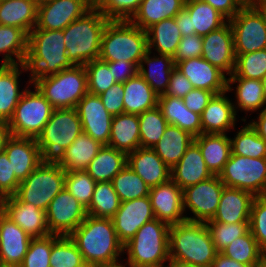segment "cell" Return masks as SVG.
<instances>
[{
    "label": "cell",
    "mask_w": 266,
    "mask_h": 267,
    "mask_svg": "<svg viewBox=\"0 0 266 267\" xmlns=\"http://www.w3.org/2000/svg\"><path fill=\"white\" fill-rule=\"evenodd\" d=\"M250 125L257 131V134L266 141V107L259 112L257 120H252Z\"/></svg>",
    "instance_id": "64"
},
{
    "label": "cell",
    "mask_w": 266,
    "mask_h": 267,
    "mask_svg": "<svg viewBox=\"0 0 266 267\" xmlns=\"http://www.w3.org/2000/svg\"><path fill=\"white\" fill-rule=\"evenodd\" d=\"M11 136L8 122L0 120V153L3 152L7 139Z\"/></svg>",
    "instance_id": "66"
},
{
    "label": "cell",
    "mask_w": 266,
    "mask_h": 267,
    "mask_svg": "<svg viewBox=\"0 0 266 267\" xmlns=\"http://www.w3.org/2000/svg\"><path fill=\"white\" fill-rule=\"evenodd\" d=\"M86 208L64 187L46 210L50 234L69 236L86 218Z\"/></svg>",
    "instance_id": "14"
},
{
    "label": "cell",
    "mask_w": 266,
    "mask_h": 267,
    "mask_svg": "<svg viewBox=\"0 0 266 267\" xmlns=\"http://www.w3.org/2000/svg\"><path fill=\"white\" fill-rule=\"evenodd\" d=\"M124 113L140 115L158 104V95L139 73L123 83Z\"/></svg>",
    "instance_id": "37"
},
{
    "label": "cell",
    "mask_w": 266,
    "mask_h": 267,
    "mask_svg": "<svg viewBox=\"0 0 266 267\" xmlns=\"http://www.w3.org/2000/svg\"><path fill=\"white\" fill-rule=\"evenodd\" d=\"M28 82V87H25L14 114L8 121V127L13 136L37 139L54 108L35 85L34 91H31L30 78Z\"/></svg>",
    "instance_id": "10"
},
{
    "label": "cell",
    "mask_w": 266,
    "mask_h": 267,
    "mask_svg": "<svg viewBox=\"0 0 266 267\" xmlns=\"http://www.w3.org/2000/svg\"><path fill=\"white\" fill-rule=\"evenodd\" d=\"M152 51H147L139 65V75L151 86L158 95H164L168 88L170 75L175 68L173 57L163 54L150 56ZM147 64L148 68H145Z\"/></svg>",
    "instance_id": "33"
},
{
    "label": "cell",
    "mask_w": 266,
    "mask_h": 267,
    "mask_svg": "<svg viewBox=\"0 0 266 267\" xmlns=\"http://www.w3.org/2000/svg\"><path fill=\"white\" fill-rule=\"evenodd\" d=\"M50 267H88L69 236H59L52 244Z\"/></svg>",
    "instance_id": "48"
},
{
    "label": "cell",
    "mask_w": 266,
    "mask_h": 267,
    "mask_svg": "<svg viewBox=\"0 0 266 267\" xmlns=\"http://www.w3.org/2000/svg\"><path fill=\"white\" fill-rule=\"evenodd\" d=\"M170 225L158 219L145 223L135 236L124 244L128 258L124 267H168ZM168 261V266L164 263Z\"/></svg>",
    "instance_id": "5"
},
{
    "label": "cell",
    "mask_w": 266,
    "mask_h": 267,
    "mask_svg": "<svg viewBox=\"0 0 266 267\" xmlns=\"http://www.w3.org/2000/svg\"><path fill=\"white\" fill-rule=\"evenodd\" d=\"M60 235L32 238L20 267H50L52 244Z\"/></svg>",
    "instance_id": "53"
},
{
    "label": "cell",
    "mask_w": 266,
    "mask_h": 267,
    "mask_svg": "<svg viewBox=\"0 0 266 267\" xmlns=\"http://www.w3.org/2000/svg\"><path fill=\"white\" fill-rule=\"evenodd\" d=\"M146 32L149 51L155 49L158 54L174 57L182 38L175 18H167L157 22Z\"/></svg>",
    "instance_id": "40"
},
{
    "label": "cell",
    "mask_w": 266,
    "mask_h": 267,
    "mask_svg": "<svg viewBox=\"0 0 266 267\" xmlns=\"http://www.w3.org/2000/svg\"><path fill=\"white\" fill-rule=\"evenodd\" d=\"M107 63L116 83H125L130 78L135 77L139 72V66L136 63L123 60Z\"/></svg>",
    "instance_id": "61"
},
{
    "label": "cell",
    "mask_w": 266,
    "mask_h": 267,
    "mask_svg": "<svg viewBox=\"0 0 266 267\" xmlns=\"http://www.w3.org/2000/svg\"><path fill=\"white\" fill-rule=\"evenodd\" d=\"M93 6V0H49L38 5L34 29L63 30Z\"/></svg>",
    "instance_id": "15"
},
{
    "label": "cell",
    "mask_w": 266,
    "mask_h": 267,
    "mask_svg": "<svg viewBox=\"0 0 266 267\" xmlns=\"http://www.w3.org/2000/svg\"><path fill=\"white\" fill-rule=\"evenodd\" d=\"M19 182L44 160L36 139L11 135L5 144L4 150Z\"/></svg>",
    "instance_id": "22"
},
{
    "label": "cell",
    "mask_w": 266,
    "mask_h": 267,
    "mask_svg": "<svg viewBox=\"0 0 266 267\" xmlns=\"http://www.w3.org/2000/svg\"><path fill=\"white\" fill-rule=\"evenodd\" d=\"M194 137L181 128L168 125L161 139L152 147L156 154L171 169L183 157Z\"/></svg>",
    "instance_id": "35"
},
{
    "label": "cell",
    "mask_w": 266,
    "mask_h": 267,
    "mask_svg": "<svg viewBox=\"0 0 266 267\" xmlns=\"http://www.w3.org/2000/svg\"><path fill=\"white\" fill-rule=\"evenodd\" d=\"M104 107L112 115L116 116L124 113V88L123 83H116L108 90L99 95Z\"/></svg>",
    "instance_id": "58"
},
{
    "label": "cell",
    "mask_w": 266,
    "mask_h": 267,
    "mask_svg": "<svg viewBox=\"0 0 266 267\" xmlns=\"http://www.w3.org/2000/svg\"><path fill=\"white\" fill-rule=\"evenodd\" d=\"M249 229L259 248L266 254V195L255 196L251 206Z\"/></svg>",
    "instance_id": "55"
},
{
    "label": "cell",
    "mask_w": 266,
    "mask_h": 267,
    "mask_svg": "<svg viewBox=\"0 0 266 267\" xmlns=\"http://www.w3.org/2000/svg\"><path fill=\"white\" fill-rule=\"evenodd\" d=\"M69 237L88 267H115L123 264L119 256L124 254V245L117 236L112 219L87 215Z\"/></svg>",
    "instance_id": "1"
},
{
    "label": "cell",
    "mask_w": 266,
    "mask_h": 267,
    "mask_svg": "<svg viewBox=\"0 0 266 267\" xmlns=\"http://www.w3.org/2000/svg\"><path fill=\"white\" fill-rule=\"evenodd\" d=\"M37 9L33 0H0V24L18 27L29 34L36 26Z\"/></svg>",
    "instance_id": "38"
},
{
    "label": "cell",
    "mask_w": 266,
    "mask_h": 267,
    "mask_svg": "<svg viewBox=\"0 0 266 267\" xmlns=\"http://www.w3.org/2000/svg\"><path fill=\"white\" fill-rule=\"evenodd\" d=\"M155 219L149 196L121 202L112 218L119 240L127 243L145 223Z\"/></svg>",
    "instance_id": "18"
},
{
    "label": "cell",
    "mask_w": 266,
    "mask_h": 267,
    "mask_svg": "<svg viewBox=\"0 0 266 267\" xmlns=\"http://www.w3.org/2000/svg\"><path fill=\"white\" fill-rule=\"evenodd\" d=\"M127 165L150 187L158 186L171 178L170 168L152 148L139 147L127 155Z\"/></svg>",
    "instance_id": "25"
},
{
    "label": "cell",
    "mask_w": 266,
    "mask_h": 267,
    "mask_svg": "<svg viewBox=\"0 0 266 267\" xmlns=\"http://www.w3.org/2000/svg\"><path fill=\"white\" fill-rule=\"evenodd\" d=\"M138 119L140 147L152 148L163 136L165 128L168 126L167 120L158 106L144 111L138 115Z\"/></svg>",
    "instance_id": "47"
},
{
    "label": "cell",
    "mask_w": 266,
    "mask_h": 267,
    "mask_svg": "<svg viewBox=\"0 0 266 267\" xmlns=\"http://www.w3.org/2000/svg\"><path fill=\"white\" fill-rule=\"evenodd\" d=\"M253 5L261 13L266 23V0H255Z\"/></svg>",
    "instance_id": "67"
},
{
    "label": "cell",
    "mask_w": 266,
    "mask_h": 267,
    "mask_svg": "<svg viewBox=\"0 0 266 267\" xmlns=\"http://www.w3.org/2000/svg\"><path fill=\"white\" fill-rule=\"evenodd\" d=\"M175 20L181 32L182 37L192 35L191 18L189 13L185 9L181 10L175 16Z\"/></svg>",
    "instance_id": "63"
},
{
    "label": "cell",
    "mask_w": 266,
    "mask_h": 267,
    "mask_svg": "<svg viewBox=\"0 0 266 267\" xmlns=\"http://www.w3.org/2000/svg\"><path fill=\"white\" fill-rule=\"evenodd\" d=\"M175 68L187 77L194 88L215 94L227 91L226 74L202 57L177 62Z\"/></svg>",
    "instance_id": "21"
},
{
    "label": "cell",
    "mask_w": 266,
    "mask_h": 267,
    "mask_svg": "<svg viewBox=\"0 0 266 267\" xmlns=\"http://www.w3.org/2000/svg\"><path fill=\"white\" fill-rule=\"evenodd\" d=\"M63 30L33 29L29 33L25 61L30 79H41L72 68L67 56Z\"/></svg>",
    "instance_id": "3"
},
{
    "label": "cell",
    "mask_w": 266,
    "mask_h": 267,
    "mask_svg": "<svg viewBox=\"0 0 266 267\" xmlns=\"http://www.w3.org/2000/svg\"><path fill=\"white\" fill-rule=\"evenodd\" d=\"M28 72L25 64L0 66V120L8 122L25 89L20 91L19 76Z\"/></svg>",
    "instance_id": "28"
},
{
    "label": "cell",
    "mask_w": 266,
    "mask_h": 267,
    "mask_svg": "<svg viewBox=\"0 0 266 267\" xmlns=\"http://www.w3.org/2000/svg\"><path fill=\"white\" fill-rule=\"evenodd\" d=\"M262 82H263V86H264V92L266 95V76L262 79Z\"/></svg>",
    "instance_id": "69"
},
{
    "label": "cell",
    "mask_w": 266,
    "mask_h": 267,
    "mask_svg": "<svg viewBox=\"0 0 266 267\" xmlns=\"http://www.w3.org/2000/svg\"><path fill=\"white\" fill-rule=\"evenodd\" d=\"M194 87L180 71L174 68L170 75L168 88L164 95L158 97H178L183 98L187 95Z\"/></svg>",
    "instance_id": "59"
},
{
    "label": "cell",
    "mask_w": 266,
    "mask_h": 267,
    "mask_svg": "<svg viewBox=\"0 0 266 267\" xmlns=\"http://www.w3.org/2000/svg\"><path fill=\"white\" fill-rule=\"evenodd\" d=\"M194 141L199 146L208 170L212 175L219 176L232 153L230 137L227 134L202 133Z\"/></svg>",
    "instance_id": "31"
},
{
    "label": "cell",
    "mask_w": 266,
    "mask_h": 267,
    "mask_svg": "<svg viewBox=\"0 0 266 267\" xmlns=\"http://www.w3.org/2000/svg\"><path fill=\"white\" fill-rule=\"evenodd\" d=\"M157 106L168 125L177 126L194 138L202 134L201 115L189 110L183 98L158 97Z\"/></svg>",
    "instance_id": "29"
},
{
    "label": "cell",
    "mask_w": 266,
    "mask_h": 267,
    "mask_svg": "<svg viewBox=\"0 0 266 267\" xmlns=\"http://www.w3.org/2000/svg\"><path fill=\"white\" fill-rule=\"evenodd\" d=\"M202 41L201 57L230 76L234 72L236 55L233 30L229 21L221 28L202 36Z\"/></svg>",
    "instance_id": "17"
},
{
    "label": "cell",
    "mask_w": 266,
    "mask_h": 267,
    "mask_svg": "<svg viewBox=\"0 0 266 267\" xmlns=\"http://www.w3.org/2000/svg\"><path fill=\"white\" fill-rule=\"evenodd\" d=\"M186 0H142L137 12L129 20L142 30L175 16L184 9Z\"/></svg>",
    "instance_id": "32"
},
{
    "label": "cell",
    "mask_w": 266,
    "mask_h": 267,
    "mask_svg": "<svg viewBox=\"0 0 266 267\" xmlns=\"http://www.w3.org/2000/svg\"><path fill=\"white\" fill-rule=\"evenodd\" d=\"M220 180L226 187L248 191L254 196L266 195V158H252L231 153Z\"/></svg>",
    "instance_id": "11"
},
{
    "label": "cell",
    "mask_w": 266,
    "mask_h": 267,
    "mask_svg": "<svg viewBox=\"0 0 266 267\" xmlns=\"http://www.w3.org/2000/svg\"><path fill=\"white\" fill-rule=\"evenodd\" d=\"M65 187V170L55 160H43L20 182L13 195L18 201L46 211L51 200Z\"/></svg>",
    "instance_id": "7"
},
{
    "label": "cell",
    "mask_w": 266,
    "mask_h": 267,
    "mask_svg": "<svg viewBox=\"0 0 266 267\" xmlns=\"http://www.w3.org/2000/svg\"><path fill=\"white\" fill-rule=\"evenodd\" d=\"M149 198L156 219L169 225L186 221L183 209V190L170 178L150 188Z\"/></svg>",
    "instance_id": "19"
},
{
    "label": "cell",
    "mask_w": 266,
    "mask_h": 267,
    "mask_svg": "<svg viewBox=\"0 0 266 267\" xmlns=\"http://www.w3.org/2000/svg\"><path fill=\"white\" fill-rule=\"evenodd\" d=\"M82 132L76 108L54 109L36 139L44 160H56Z\"/></svg>",
    "instance_id": "9"
},
{
    "label": "cell",
    "mask_w": 266,
    "mask_h": 267,
    "mask_svg": "<svg viewBox=\"0 0 266 267\" xmlns=\"http://www.w3.org/2000/svg\"><path fill=\"white\" fill-rule=\"evenodd\" d=\"M20 182L17 180L8 156L3 151L0 153V200L13 196Z\"/></svg>",
    "instance_id": "56"
},
{
    "label": "cell",
    "mask_w": 266,
    "mask_h": 267,
    "mask_svg": "<svg viewBox=\"0 0 266 267\" xmlns=\"http://www.w3.org/2000/svg\"><path fill=\"white\" fill-rule=\"evenodd\" d=\"M227 91L215 94L201 114L202 133L227 134L235 129L236 112L232 99L225 96Z\"/></svg>",
    "instance_id": "24"
},
{
    "label": "cell",
    "mask_w": 266,
    "mask_h": 267,
    "mask_svg": "<svg viewBox=\"0 0 266 267\" xmlns=\"http://www.w3.org/2000/svg\"><path fill=\"white\" fill-rule=\"evenodd\" d=\"M203 41L201 35L183 36L180 40L177 51L173 57L174 64L190 58L202 56Z\"/></svg>",
    "instance_id": "57"
},
{
    "label": "cell",
    "mask_w": 266,
    "mask_h": 267,
    "mask_svg": "<svg viewBox=\"0 0 266 267\" xmlns=\"http://www.w3.org/2000/svg\"><path fill=\"white\" fill-rule=\"evenodd\" d=\"M236 83H238L235 90L236 101L233 103L236 114L239 110L245 112H256L257 110L260 111L259 109L262 111L266 107V95L264 92L263 82L261 80L249 78H228L227 92L233 91L231 86Z\"/></svg>",
    "instance_id": "36"
},
{
    "label": "cell",
    "mask_w": 266,
    "mask_h": 267,
    "mask_svg": "<svg viewBox=\"0 0 266 267\" xmlns=\"http://www.w3.org/2000/svg\"><path fill=\"white\" fill-rule=\"evenodd\" d=\"M120 204L121 201L111 181L97 182L91 203L86 209L87 215L112 219L120 208Z\"/></svg>",
    "instance_id": "44"
},
{
    "label": "cell",
    "mask_w": 266,
    "mask_h": 267,
    "mask_svg": "<svg viewBox=\"0 0 266 267\" xmlns=\"http://www.w3.org/2000/svg\"><path fill=\"white\" fill-rule=\"evenodd\" d=\"M142 0H94L93 5L108 20L129 21L137 12Z\"/></svg>",
    "instance_id": "54"
},
{
    "label": "cell",
    "mask_w": 266,
    "mask_h": 267,
    "mask_svg": "<svg viewBox=\"0 0 266 267\" xmlns=\"http://www.w3.org/2000/svg\"><path fill=\"white\" fill-rule=\"evenodd\" d=\"M102 146L82 132L55 161L67 172L85 170Z\"/></svg>",
    "instance_id": "34"
},
{
    "label": "cell",
    "mask_w": 266,
    "mask_h": 267,
    "mask_svg": "<svg viewBox=\"0 0 266 267\" xmlns=\"http://www.w3.org/2000/svg\"><path fill=\"white\" fill-rule=\"evenodd\" d=\"M83 133L103 146H108L113 116L106 110L99 95L87 93L76 106Z\"/></svg>",
    "instance_id": "16"
},
{
    "label": "cell",
    "mask_w": 266,
    "mask_h": 267,
    "mask_svg": "<svg viewBox=\"0 0 266 267\" xmlns=\"http://www.w3.org/2000/svg\"><path fill=\"white\" fill-rule=\"evenodd\" d=\"M127 155L115 148L102 146L85 171L97 182H109L125 167Z\"/></svg>",
    "instance_id": "39"
},
{
    "label": "cell",
    "mask_w": 266,
    "mask_h": 267,
    "mask_svg": "<svg viewBox=\"0 0 266 267\" xmlns=\"http://www.w3.org/2000/svg\"><path fill=\"white\" fill-rule=\"evenodd\" d=\"M215 95L214 92L204 90V89H197L194 88L191 90L187 95L183 97L185 106L198 114H202L205 107L208 105L210 100Z\"/></svg>",
    "instance_id": "60"
},
{
    "label": "cell",
    "mask_w": 266,
    "mask_h": 267,
    "mask_svg": "<svg viewBox=\"0 0 266 267\" xmlns=\"http://www.w3.org/2000/svg\"><path fill=\"white\" fill-rule=\"evenodd\" d=\"M28 40L29 34L25 30L0 24V54L4 57L1 65L25 64Z\"/></svg>",
    "instance_id": "41"
},
{
    "label": "cell",
    "mask_w": 266,
    "mask_h": 267,
    "mask_svg": "<svg viewBox=\"0 0 266 267\" xmlns=\"http://www.w3.org/2000/svg\"><path fill=\"white\" fill-rule=\"evenodd\" d=\"M184 9L191 18L192 35H207L228 22L216 9L200 0H186Z\"/></svg>",
    "instance_id": "42"
},
{
    "label": "cell",
    "mask_w": 266,
    "mask_h": 267,
    "mask_svg": "<svg viewBox=\"0 0 266 267\" xmlns=\"http://www.w3.org/2000/svg\"><path fill=\"white\" fill-rule=\"evenodd\" d=\"M255 196L245 190L224 187L217 212L212 220L222 223L249 222Z\"/></svg>",
    "instance_id": "26"
},
{
    "label": "cell",
    "mask_w": 266,
    "mask_h": 267,
    "mask_svg": "<svg viewBox=\"0 0 266 267\" xmlns=\"http://www.w3.org/2000/svg\"><path fill=\"white\" fill-rule=\"evenodd\" d=\"M31 239L32 237L3 213L0 205V264L20 266Z\"/></svg>",
    "instance_id": "23"
},
{
    "label": "cell",
    "mask_w": 266,
    "mask_h": 267,
    "mask_svg": "<svg viewBox=\"0 0 266 267\" xmlns=\"http://www.w3.org/2000/svg\"><path fill=\"white\" fill-rule=\"evenodd\" d=\"M211 267H252L232 260L221 253H217Z\"/></svg>",
    "instance_id": "65"
},
{
    "label": "cell",
    "mask_w": 266,
    "mask_h": 267,
    "mask_svg": "<svg viewBox=\"0 0 266 267\" xmlns=\"http://www.w3.org/2000/svg\"><path fill=\"white\" fill-rule=\"evenodd\" d=\"M171 179L183 190L212 177L198 144L193 141L181 160L170 169Z\"/></svg>",
    "instance_id": "27"
},
{
    "label": "cell",
    "mask_w": 266,
    "mask_h": 267,
    "mask_svg": "<svg viewBox=\"0 0 266 267\" xmlns=\"http://www.w3.org/2000/svg\"><path fill=\"white\" fill-rule=\"evenodd\" d=\"M206 225L209 228L212 241L215 249L220 253L226 248L234 239L245 235L249 229V222L237 223H222L215 221H207Z\"/></svg>",
    "instance_id": "51"
},
{
    "label": "cell",
    "mask_w": 266,
    "mask_h": 267,
    "mask_svg": "<svg viewBox=\"0 0 266 267\" xmlns=\"http://www.w3.org/2000/svg\"><path fill=\"white\" fill-rule=\"evenodd\" d=\"M87 73L88 93L100 95L116 84L106 61L95 59L84 65Z\"/></svg>",
    "instance_id": "52"
},
{
    "label": "cell",
    "mask_w": 266,
    "mask_h": 267,
    "mask_svg": "<svg viewBox=\"0 0 266 267\" xmlns=\"http://www.w3.org/2000/svg\"><path fill=\"white\" fill-rule=\"evenodd\" d=\"M108 146L126 155L140 147L138 115L122 113L113 116Z\"/></svg>",
    "instance_id": "30"
},
{
    "label": "cell",
    "mask_w": 266,
    "mask_h": 267,
    "mask_svg": "<svg viewBox=\"0 0 266 267\" xmlns=\"http://www.w3.org/2000/svg\"><path fill=\"white\" fill-rule=\"evenodd\" d=\"M224 187L219 176L213 175L207 180L183 189L184 213L188 209L193 213V216L186 215V220L204 223L212 220L217 212Z\"/></svg>",
    "instance_id": "13"
},
{
    "label": "cell",
    "mask_w": 266,
    "mask_h": 267,
    "mask_svg": "<svg viewBox=\"0 0 266 267\" xmlns=\"http://www.w3.org/2000/svg\"><path fill=\"white\" fill-rule=\"evenodd\" d=\"M244 6L245 5H253L255 0H239Z\"/></svg>",
    "instance_id": "68"
},
{
    "label": "cell",
    "mask_w": 266,
    "mask_h": 267,
    "mask_svg": "<svg viewBox=\"0 0 266 267\" xmlns=\"http://www.w3.org/2000/svg\"><path fill=\"white\" fill-rule=\"evenodd\" d=\"M3 213L20 226L30 237L40 238L50 235L46 211L34 204L18 201L14 196L0 200Z\"/></svg>",
    "instance_id": "20"
},
{
    "label": "cell",
    "mask_w": 266,
    "mask_h": 267,
    "mask_svg": "<svg viewBox=\"0 0 266 267\" xmlns=\"http://www.w3.org/2000/svg\"><path fill=\"white\" fill-rule=\"evenodd\" d=\"M148 51L147 32L130 21L110 20L102 34L99 59L140 65Z\"/></svg>",
    "instance_id": "6"
},
{
    "label": "cell",
    "mask_w": 266,
    "mask_h": 267,
    "mask_svg": "<svg viewBox=\"0 0 266 267\" xmlns=\"http://www.w3.org/2000/svg\"><path fill=\"white\" fill-rule=\"evenodd\" d=\"M229 23L233 30L235 54L266 49V23L254 5H245Z\"/></svg>",
    "instance_id": "12"
},
{
    "label": "cell",
    "mask_w": 266,
    "mask_h": 267,
    "mask_svg": "<svg viewBox=\"0 0 266 267\" xmlns=\"http://www.w3.org/2000/svg\"><path fill=\"white\" fill-rule=\"evenodd\" d=\"M111 182L121 202L149 196L150 187L127 164Z\"/></svg>",
    "instance_id": "46"
},
{
    "label": "cell",
    "mask_w": 266,
    "mask_h": 267,
    "mask_svg": "<svg viewBox=\"0 0 266 267\" xmlns=\"http://www.w3.org/2000/svg\"><path fill=\"white\" fill-rule=\"evenodd\" d=\"M96 182L85 170L65 171V188L86 209L91 203Z\"/></svg>",
    "instance_id": "50"
},
{
    "label": "cell",
    "mask_w": 266,
    "mask_h": 267,
    "mask_svg": "<svg viewBox=\"0 0 266 267\" xmlns=\"http://www.w3.org/2000/svg\"><path fill=\"white\" fill-rule=\"evenodd\" d=\"M54 109L76 108L88 93L84 66H73L41 79H30Z\"/></svg>",
    "instance_id": "8"
},
{
    "label": "cell",
    "mask_w": 266,
    "mask_h": 267,
    "mask_svg": "<svg viewBox=\"0 0 266 267\" xmlns=\"http://www.w3.org/2000/svg\"><path fill=\"white\" fill-rule=\"evenodd\" d=\"M231 140V151L234 155L252 158H266V141L257 134L250 123L237 131Z\"/></svg>",
    "instance_id": "45"
},
{
    "label": "cell",
    "mask_w": 266,
    "mask_h": 267,
    "mask_svg": "<svg viewBox=\"0 0 266 267\" xmlns=\"http://www.w3.org/2000/svg\"><path fill=\"white\" fill-rule=\"evenodd\" d=\"M208 226L184 221L169 227V255L172 267H211L217 255Z\"/></svg>",
    "instance_id": "2"
},
{
    "label": "cell",
    "mask_w": 266,
    "mask_h": 267,
    "mask_svg": "<svg viewBox=\"0 0 266 267\" xmlns=\"http://www.w3.org/2000/svg\"><path fill=\"white\" fill-rule=\"evenodd\" d=\"M208 3L228 21L231 20L244 6L239 0H200Z\"/></svg>",
    "instance_id": "62"
},
{
    "label": "cell",
    "mask_w": 266,
    "mask_h": 267,
    "mask_svg": "<svg viewBox=\"0 0 266 267\" xmlns=\"http://www.w3.org/2000/svg\"><path fill=\"white\" fill-rule=\"evenodd\" d=\"M220 253L241 264L252 267H261L266 259V254L259 248L250 230L245 235L234 239Z\"/></svg>",
    "instance_id": "43"
},
{
    "label": "cell",
    "mask_w": 266,
    "mask_h": 267,
    "mask_svg": "<svg viewBox=\"0 0 266 267\" xmlns=\"http://www.w3.org/2000/svg\"><path fill=\"white\" fill-rule=\"evenodd\" d=\"M108 20L94 5L65 29L67 56L74 66L99 58L101 39Z\"/></svg>",
    "instance_id": "4"
},
{
    "label": "cell",
    "mask_w": 266,
    "mask_h": 267,
    "mask_svg": "<svg viewBox=\"0 0 266 267\" xmlns=\"http://www.w3.org/2000/svg\"><path fill=\"white\" fill-rule=\"evenodd\" d=\"M261 267H266V259L264 260V262H263Z\"/></svg>",
    "instance_id": "72"
},
{
    "label": "cell",
    "mask_w": 266,
    "mask_h": 267,
    "mask_svg": "<svg viewBox=\"0 0 266 267\" xmlns=\"http://www.w3.org/2000/svg\"><path fill=\"white\" fill-rule=\"evenodd\" d=\"M235 55L234 72L229 78H249L262 81L266 76V49Z\"/></svg>",
    "instance_id": "49"
},
{
    "label": "cell",
    "mask_w": 266,
    "mask_h": 267,
    "mask_svg": "<svg viewBox=\"0 0 266 267\" xmlns=\"http://www.w3.org/2000/svg\"><path fill=\"white\" fill-rule=\"evenodd\" d=\"M0 267H20V266H14V265H3V264H0Z\"/></svg>",
    "instance_id": "71"
},
{
    "label": "cell",
    "mask_w": 266,
    "mask_h": 267,
    "mask_svg": "<svg viewBox=\"0 0 266 267\" xmlns=\"http://www.w3.org/2000/svg\"><path fill=\"white\" fill-rule=\"evenodd\" d=\"M33 1H35L39 5V4L46 2V1H49V0H33Z\"/></svg>",
    "instance_id": "70"
}]
</instances>
